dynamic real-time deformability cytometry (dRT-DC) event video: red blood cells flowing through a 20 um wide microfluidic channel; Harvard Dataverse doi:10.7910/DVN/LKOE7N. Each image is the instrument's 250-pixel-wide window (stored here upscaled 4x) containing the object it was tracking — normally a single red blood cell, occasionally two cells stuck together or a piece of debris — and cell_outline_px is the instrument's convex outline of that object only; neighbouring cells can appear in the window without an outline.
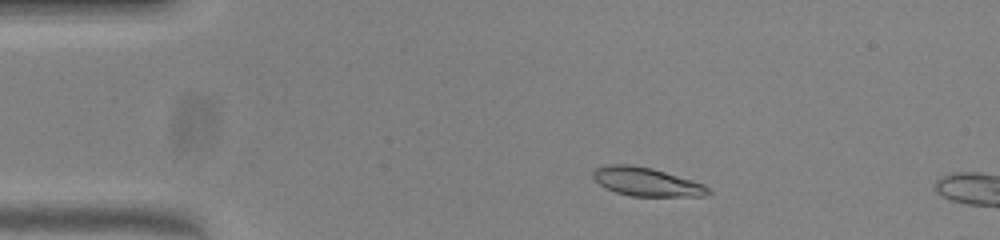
{"species": "common noctule bat (a hibernating species)", "species_latin": "Nyctalus noctula", "temperature_condition": "warm", "stored_images_in_passage": 8, "camera_frame_rate_fps": 3000, "um_per_image_px": 0.085, "animal": {"sex": "female", "body_mass_g": 23.0, "forearm_length_mm": 53.4}, "frame": {"image": 1, "passage_image": 5, "time_ms": 1.333, "image_size_px": [1000, 240], "cell_outline_px": [[712, 192], [704, 196], [632, 196], [616, 192], [600, 184], [592, 176], [592, 172], [596, 168], [604, 164], [628, 164], [652, 168], [692, 180], [704, 184]], "centroid_in_image_um": [54.95, 15.44], "position_along_channel_um": 30.1, "area_um2": 19.07}}